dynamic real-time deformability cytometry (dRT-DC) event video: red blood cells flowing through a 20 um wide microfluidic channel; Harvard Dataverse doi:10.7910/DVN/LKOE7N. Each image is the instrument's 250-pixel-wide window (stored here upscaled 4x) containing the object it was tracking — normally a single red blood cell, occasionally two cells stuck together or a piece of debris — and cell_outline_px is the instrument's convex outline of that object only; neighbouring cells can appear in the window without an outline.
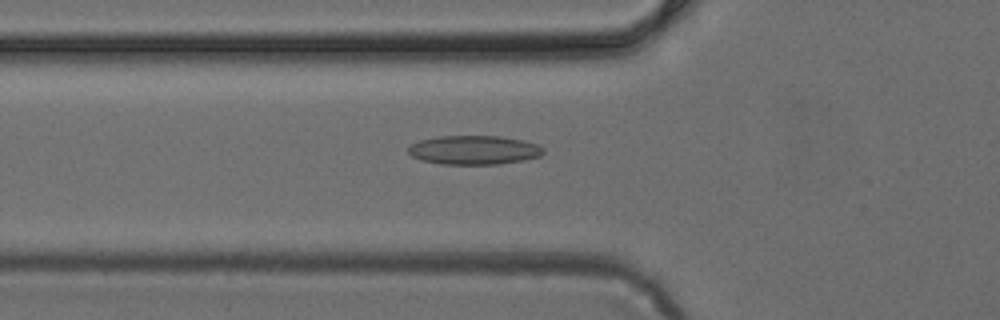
{"species": "common noctule bat (a hibernating species)", "species_latin": "Nyctalus noctula", "temperature_condition": "cold", "stored_images_in_passage": 43, "camera_frame_rate_fps": 3000, "um_per_image_px": 0.085, "animal": {"sex": "female", "body_mass_g": 24.6, "forearm_length_mm": 56.2}, "frame": {"image": 1, "passage_image": 12, "time_ms": 3.667, "image_size_px": [1000, 320], "cell_outline_px": [[544, 152], [540, 156], [524, 160], [500, 164], [440, 164], [420, 160], [412, 156], [408, 152], [408, 148], [412, 144], [420, 140], [440, 136], [500, 136], [524, 140], [536, 144], [544, 148]], "centroid_in_image_um": [40.3, 12.75], "position_along_channel_um": 85.5, "area_um2": 22.89}}
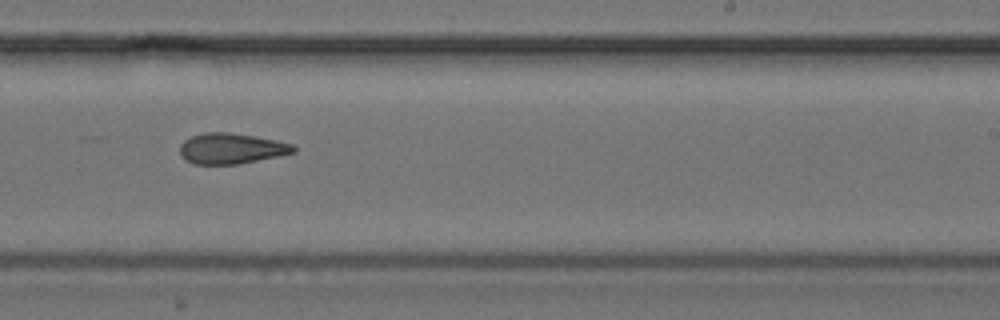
{"frame": {"image": 2, "passage_image": 25, "time_ms": 8.0, "image_size_px": [1000, 320], "cell_outline_px": [[296, 152], [236, 164], [196, 164], [188, 160], [180, 152], [180, 144], [184, 140], [192, 136], [204, 132], [228, 132], [256, 136], [276, 140], [292, 144], [296, 148]], "centroid_in_image_um": [19.67, 12.6], "position_along_channel_um": 269.3, "area_um2": 20.0}}
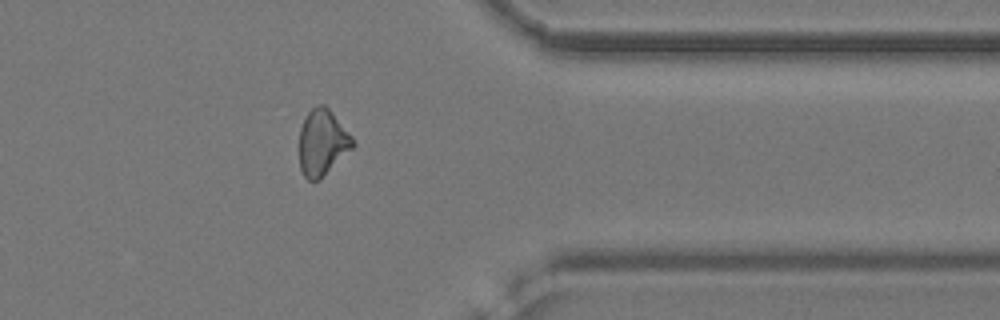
{"frame": {"image": 3, "passage_image": 34, "time_ms": 11.0, "image_size_px": [1000, 320], "cell_outline_px": [[356, 144], [320, 180], [308, 180], [304, 176], [300, 168], [300, 128], [308, 112], [312, 108], [320, 104], [324, 104], [332, 112], [352, 136]], "centroid_in_image_um": [27.41, 12.12], "position_along_channel_um": 384.0, "area_um2": 20.4}}